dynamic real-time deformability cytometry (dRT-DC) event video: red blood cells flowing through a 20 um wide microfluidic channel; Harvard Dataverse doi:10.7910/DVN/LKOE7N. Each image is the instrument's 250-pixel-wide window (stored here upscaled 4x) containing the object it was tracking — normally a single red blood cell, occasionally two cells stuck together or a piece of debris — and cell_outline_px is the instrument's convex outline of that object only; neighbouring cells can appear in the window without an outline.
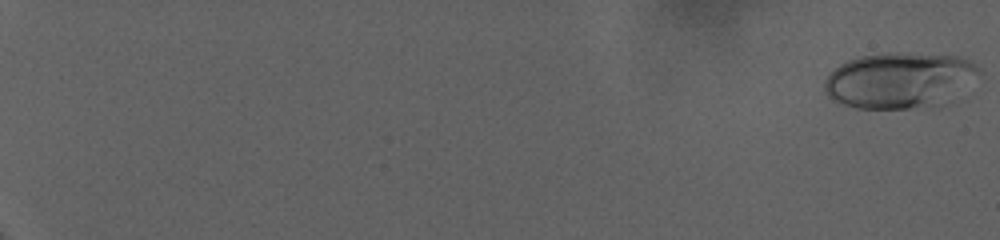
{"species": "human", "species_latin": "Homo sapiens", "temperature_condition": "warm", "stored_images_in_passage": 78, "camera_frame_rate_fps": 3000, "um_per_image_px": 0.085, "donor": {"sex": "female"}, "frame": {"image": 1, "passage_image": 1, "time_ms": 0.0, "image_size_px": [1000, 240], "cell_outline_px": [[980, 72], [908, 108], [856, 108], [844, 104], [828, 96], [824, 92], [824, 80], [840, 64], [848, 60], [860, 56], [888, 52], [900, 52], [956, 56], [972, 60], [980, 68]], "centroid_in_image_um": [76.14, 6.7], "position_along_channel_um": 8.9, "area_um2": 46.24}}
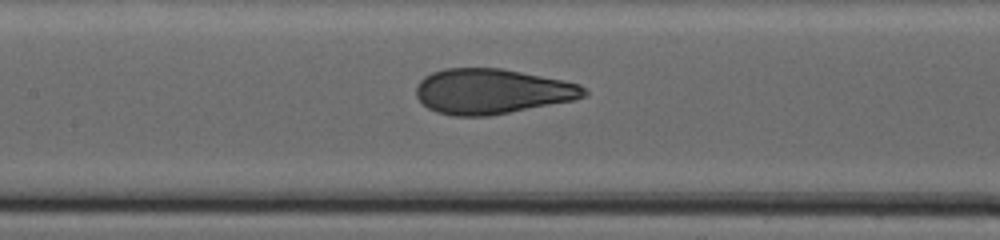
{"frame": {"image": 2, "passage_image": 48, "time_ms": 15.667, "image_size_px": [1000, 240], "cell_outline_px": [[588, 92], [584, 96], [572, 100], [488, 116], [452, 116], [436, 112], [428, 108], [416, 96], [416, 84], [424, 76], [432, 72], [444, 68], [500, 68], [564, 80], [580, 84]], "centroid_in_image_um": [41.77, 7.76], "position_along_channel_um": 165.6, "area_um2": 44.04}}
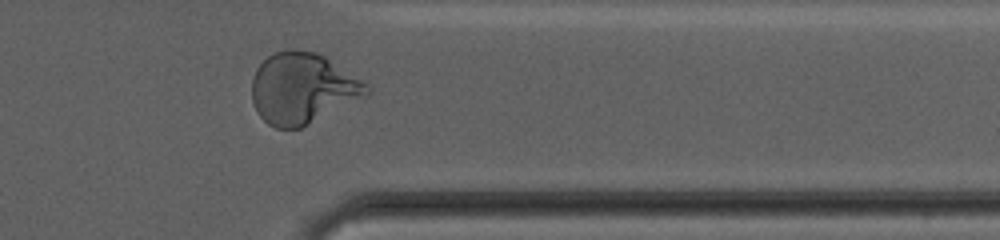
{"frame": {"image": 3, "passage_image": 73, "time_ms": 24.0, "image_size_px": [1000, 240], "cell_outline_px": [[372, 92], [300, 128], [276, 128], [268, 124], [256, 112], [252, 100], [252, 80], [256, 68], [268, 56], [276, 52], [288, 48], [292, 48], [316, 52], [324, 56], [368, 84], [372, 88]], "centroid_in_image_um": [25.69, 7.49], "position_along_channel_um": 385.7, "area_um2": 47.11}, "authors_computed_cell_mechanics": {"area_um2": 44.3326, "velocity_mm_per_s": 2.6603, "shape_relaxation_time_tau1_ms": 7.4716, "shape_relaxation_time_tau2_ms": null, "deformation_change_tau1": 0.2486, "deformation_change_tau2": null}}